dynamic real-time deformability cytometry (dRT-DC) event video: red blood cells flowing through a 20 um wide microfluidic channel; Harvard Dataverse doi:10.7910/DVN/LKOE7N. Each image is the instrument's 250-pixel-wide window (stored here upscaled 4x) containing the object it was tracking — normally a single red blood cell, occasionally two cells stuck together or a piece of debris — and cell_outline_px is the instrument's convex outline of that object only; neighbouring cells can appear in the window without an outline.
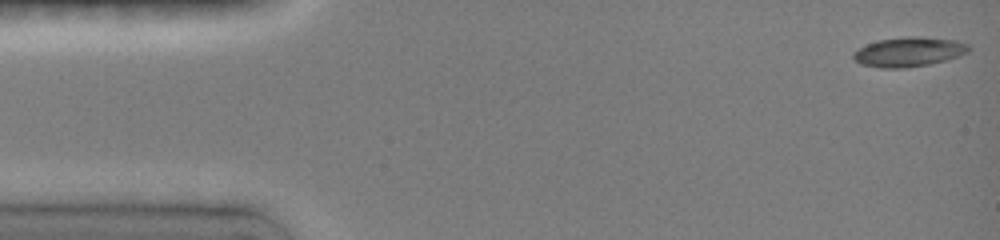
{"species": "common noctule bat (a hibernating species)", "species_latin": "Nyctalus noctula", "temperature_condition": "room temperature", "stored_images_in_passage": 42, "camera_frame_rate_fps": 3000, "um_per_image_px": 0.085, "animal": {"sex": "female", "body_mass_g": 19.0, "forearm_length_mm": 51.5}, "frame": {"image": 1, "passage_image": 1, "time_ms": 0.0, "image_size_px": [1000, 240], "cell_outline_px": [[972, 48], [968, 52], [960, 56], [928, 64], [904, 68], [880, 68], [860, 64], [852, 56], [852, 52], [856, 48], [876, 40], [908, 36], [920, 36], [956, 40], [968, 44]], "centroid_in_image_um": [77.23, 4.4], "position_along_channel_um": 7.8, "area_um2": 20.11}}
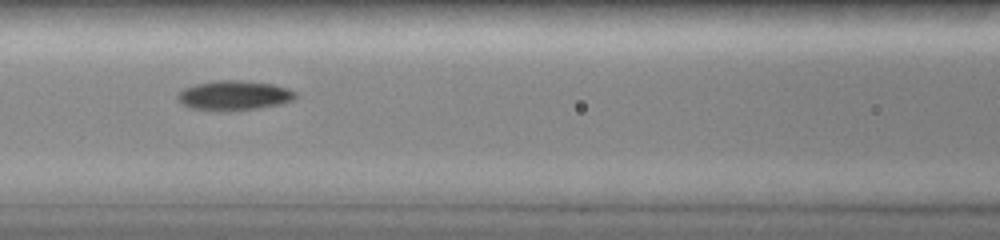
{"frame": {"image": 2, "passage_image": 23, "time_ms": 6.333, "image_size_px": [1000, 240], "cell_outline_px": [[296, 96], [292, 100], [284, 104], [260, 108], [228, 112], [216, 112], [188, 108], [176, 96], [184, 88], [196, 84], [220, 80], [240, 80], [272, 84], [288, 88], [296, 92]], "centroid_in_image_um": [19.91, 8.14], "position_along_channel_um": 146.7, "area_um2": 20.69}}
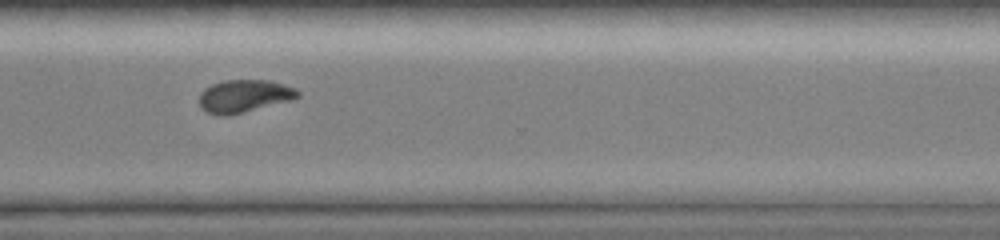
{"frame": {"image": 3, "passage_image": 41, "time_ms": 11.333, "image_size_px": [1000, 240], "cell_outline_px": [[300, 96], [292, 100], [244, 112], [224, 116], [220, 116], [208, 112], [200, 108], [200, 92], [204, 88], [212, 84], [224, 80], [268, 80], [284, 84], [300, 92]], "centroid_in_image_um": [20.74, 8.16], "position_along_channel_um": 349.9, "area_um2": 18.73}}